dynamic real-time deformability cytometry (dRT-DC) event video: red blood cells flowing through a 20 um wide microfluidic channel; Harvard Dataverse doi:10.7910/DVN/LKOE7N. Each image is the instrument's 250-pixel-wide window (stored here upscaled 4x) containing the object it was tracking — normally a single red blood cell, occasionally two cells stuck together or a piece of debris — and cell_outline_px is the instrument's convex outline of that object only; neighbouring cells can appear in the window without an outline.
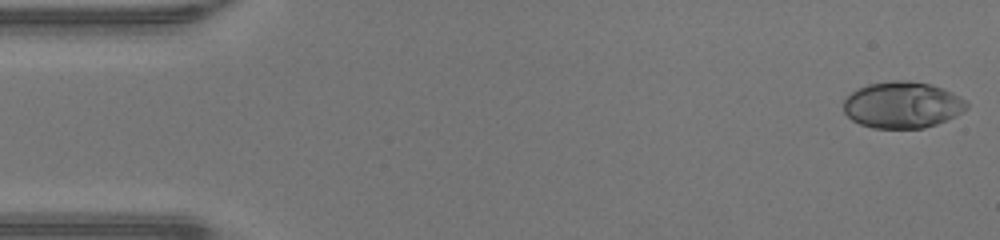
{"species": "human", "species_latin": "Homo sapiens", "temperature_condition": "warm", "stored_images_in_passage": 47, "camera_frame_rate_fps": 3000, "um_per_image_px": 0.085, "donor": {"sex": "male"}, "frame": {"image": 1, "passage_image": 1, "time_ms": 0.0, "image_size_px": [1000, 240], "cell_outline_px": [[968, 108], [936, 124], [924, 128], [872, 128], [860, 124], [852, 120], [844, 112], [844, 100], [852, 92], [868, 84], [892, 80], [908, 80], [928, 84], [952, 92], [964, 100], [968, 104]], "centroid_in_image_um": [76.66, 8.92], "position_along_channel_um": 8.3, "area_um2": 32.95}}
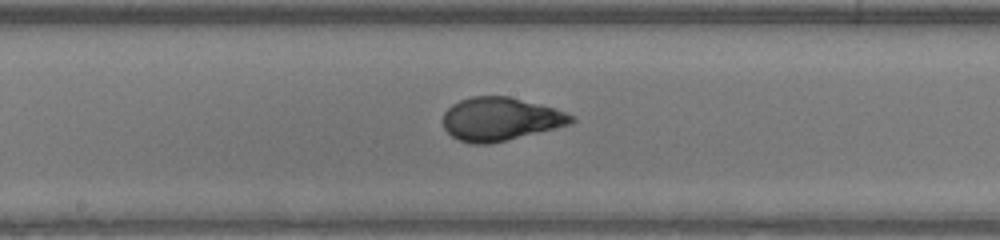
{"frame": {"image": 2, "passage_image": 24, "time_ms": 7.667, "image_size_px": [1000, 240], "cell_outline_px": [[576, 120], [568, 124], [488, 144], [472, 144], [460, 140], [452, 136], [444, 128], [444, 112], [452, 104], [460, 100], [472, 96], [508, 96], [556, 108], [572, 116]], "centroid_in_image_um": [42.48, 10.1], "position_along_channel_um": 205.7, "area_um2": 31.73}}
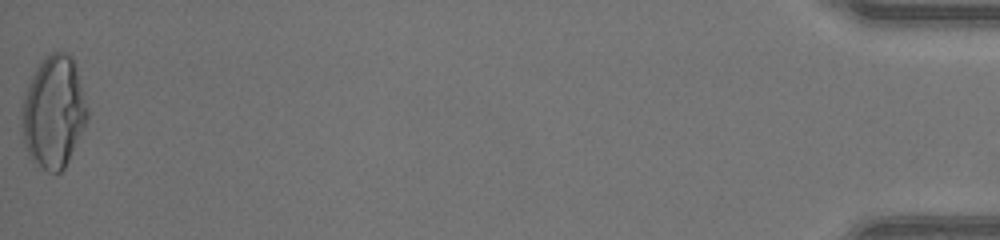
{"frame": {"image": 3, "passage_image": 47, "time_ms": 15.333, "image_size_px": [1000, 240], "cell_outline_px": [[88, 120], [64, 168], [60, 172], [48, 172], [32, 160], [24, 144], [24, 100], [28, 84], [36, 68], [44, 56], [52, 52], [68, 52], [72, 56], [88, 108]], "centroid_in_image_um": [4.6, 9.5], "position_along_channel_um": 430.6, "area_um2": 41.96}, "authors_computed_cell_mechanics": {"area_um2": 32.4258, "velocity_mm_per_s": 4.372, "shape_relaxation_time_tau1_ms": 5.295, "shape_relaxation_time_tau2_ms": null, "deformation_change_tau1": 0.2903, "deformation_change_tau2": null}}